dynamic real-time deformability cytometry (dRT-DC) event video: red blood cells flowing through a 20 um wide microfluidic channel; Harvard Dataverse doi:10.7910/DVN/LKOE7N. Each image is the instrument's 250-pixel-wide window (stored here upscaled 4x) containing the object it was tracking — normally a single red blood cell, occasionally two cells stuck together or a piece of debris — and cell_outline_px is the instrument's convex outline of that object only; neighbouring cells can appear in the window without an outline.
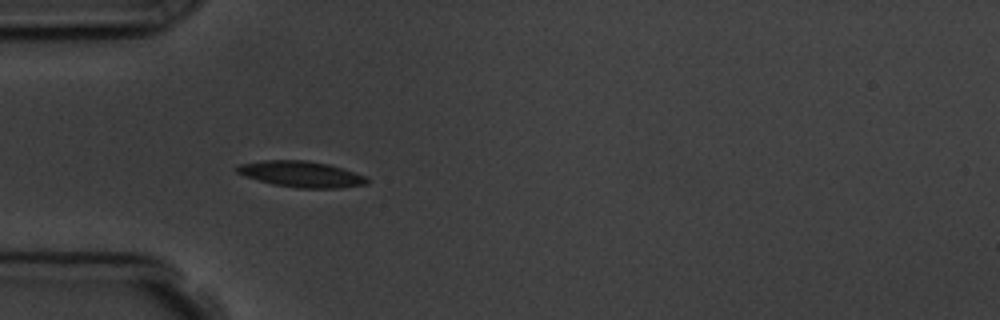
{"species": "common noctule bat (a hibernating species)", "species_latin": "Nyctalus noctula", "temperature_condition": "room temperature", "stored_images_in_passage": 5, "camera_frame_rate_fps": 3000, "um_per_image_px": 0.085, "animal": {"sex": "male", "body_mass_g": 19.5, "forearm_length_mm": 54.6}, "frame": {"image": 1, "passage_image": 5, "time_ms": 5.333, "image_size_px": [1000, 320], "cell_outline_px": [[368, 184], [340, 188], [296, 188], [272, 184], [244, 176], [236, 172], [236, 164], [264, 160], [304, 160], [328, 164], [364, 176], [368, 180]], "centroid_in_image_um": [25.54, 14.8], "position_along_channel_um": 59.5, "area_um2": 19.65}}